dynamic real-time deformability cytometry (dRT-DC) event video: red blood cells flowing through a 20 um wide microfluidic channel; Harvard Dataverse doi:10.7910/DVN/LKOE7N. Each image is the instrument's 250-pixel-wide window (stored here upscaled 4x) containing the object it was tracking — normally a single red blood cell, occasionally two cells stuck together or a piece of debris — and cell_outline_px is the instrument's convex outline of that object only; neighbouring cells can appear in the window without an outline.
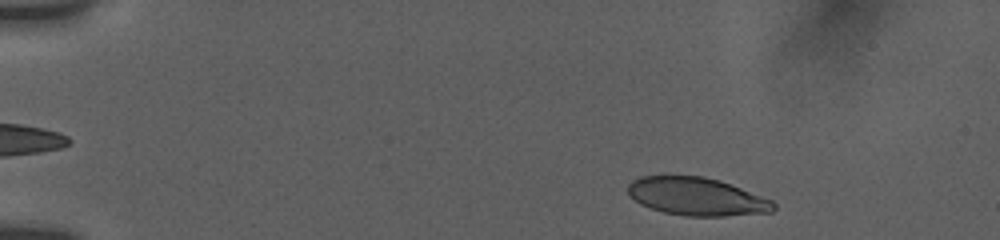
{"species": "human", "species_latin": "Homo sapiens", "temperature_condition": "room temperature", "stored_images_in_passage": 22, "camera_frame_rate_fps": 3000, "um_per_image_px": 0.085, "donor": {"sex": "female"}, "frame": {"image": 1, "passage_image": 3, "time_ms": 0.667, "image_size_px": [1000, 240], "cell_outline_px": [[776, 208], [772, 212], [724, 216], [684, 216], [664, 212], [640, 204], [628, 192], [628, 184], [632, 180], [640, 176], [704, 176], [740, 188], [772, 200], [776, 204]], "centroid_in_image_um": [59.22, 16.71], "position_along_channel_um": 25.8, "area_um2": 31.91}}
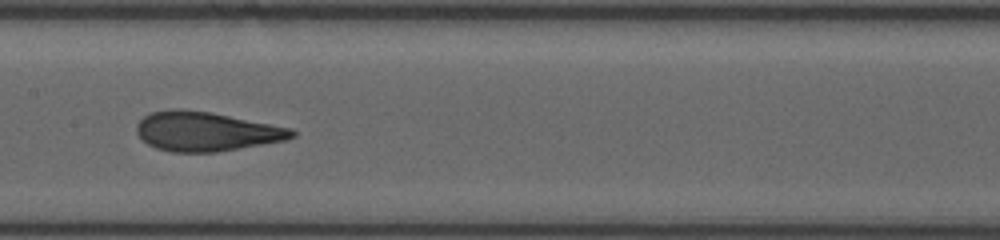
{"frame": {"image": 2, "passage_image": 12, "time_ms": 7.667, "image_size_px": [1000, 240], "cell_outline_px": [[296, 136], [284, 140], [216, 152], [172, 152], [156, 148], [148, 144], [136, 132], [136, 124], [144, 116], [152, 112], [176, 108], [180, 108], [208, 112], [288, 128], [296, 132]], "centroid_in_image_um": [17.45, 11.18], "position_along_channel_um": 190.0, "area_um2": 34.91}}
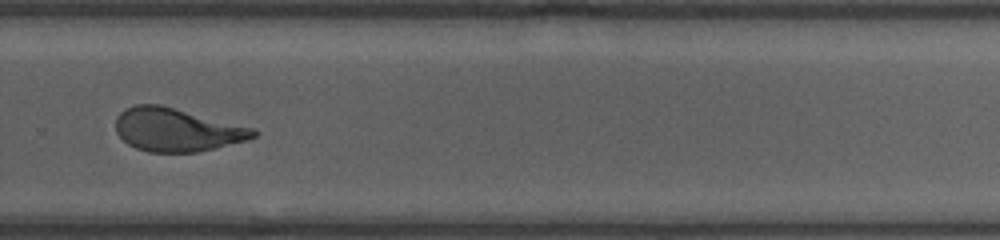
{"frame": {"image": 3, "passage_image": 19, "time_ms": 11.0, "image_size_px": [1000, 240], "cell_outline_px": [[260, 132], [256, 136], [248, 140], [216, 148], [196, 152], [148, 152], [136, 148], [128, 144], [116, 132], [116, 116], [124, 108], [136, 104], [160, 104], [252, 128]], "centroid_in_image_um": [15.0, 11.03], "position_along_channel_um": 314.8, "area_um2": 34.62}}